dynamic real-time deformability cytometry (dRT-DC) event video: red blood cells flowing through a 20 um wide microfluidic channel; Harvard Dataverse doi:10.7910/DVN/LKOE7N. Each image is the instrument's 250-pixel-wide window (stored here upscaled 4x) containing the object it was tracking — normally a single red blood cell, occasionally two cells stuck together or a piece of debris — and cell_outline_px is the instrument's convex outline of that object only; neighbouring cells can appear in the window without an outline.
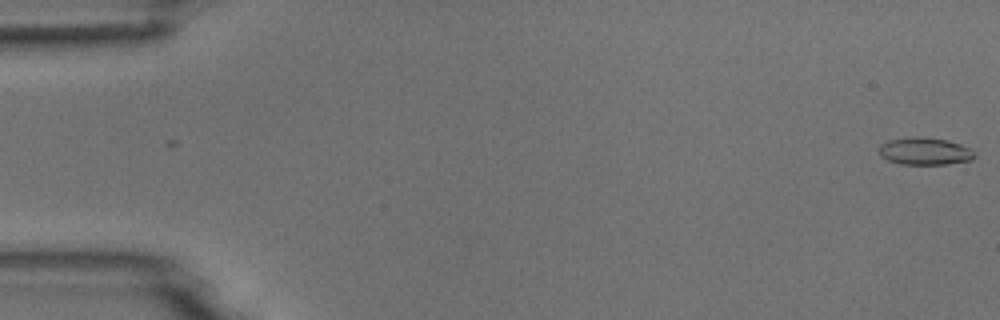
{"species": "common noctule bat (a hibernating species)", "species_latin": "Nyctalus noctula", "temperature_condition": "room temperature", "stored_images_in_passage": 6, "camera_frame_rate_fps": 3000, "um_per_image_px": 0.085, "animal": {"sex": "male", "body_mass_g": 18.8}, "frame": {"image": 1, "passage_image": 1, "time_ms": 0.0, "image_size_px": [1000, 320], "cell_outline_px": [[976, 156], [972, 160], [948, 164], [900, 164], [888, 160], [880, 156], [880, 144], [888, 140], [912, 136], [920, 136], [948, 140], [972, 148], [976, 152]], "centroid_in_image_um": [78.65, 12.84], "position_along_channel_um": 6.4, "area_um2": 15.49}}
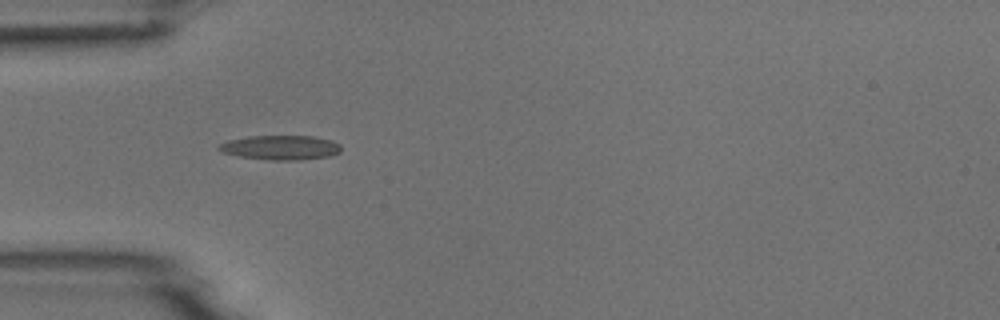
{"frame": {"image": 2, "passage_image": 5, "time_ms": 5.333, "image_size_px": [1000, 320], "cell_outline_px": [[340, 152], [328, 156], [300, 160], [268, 160], [240, 156], [224, 152], [216, 148], [220, 144], [228, 140], [248, 136], [312, 136], [332, 140], [340, 144]], "centroid_in_image_um": [23.86, 12.54], "position_along_channel_um": 61.1, "area_um2": 17.34}}